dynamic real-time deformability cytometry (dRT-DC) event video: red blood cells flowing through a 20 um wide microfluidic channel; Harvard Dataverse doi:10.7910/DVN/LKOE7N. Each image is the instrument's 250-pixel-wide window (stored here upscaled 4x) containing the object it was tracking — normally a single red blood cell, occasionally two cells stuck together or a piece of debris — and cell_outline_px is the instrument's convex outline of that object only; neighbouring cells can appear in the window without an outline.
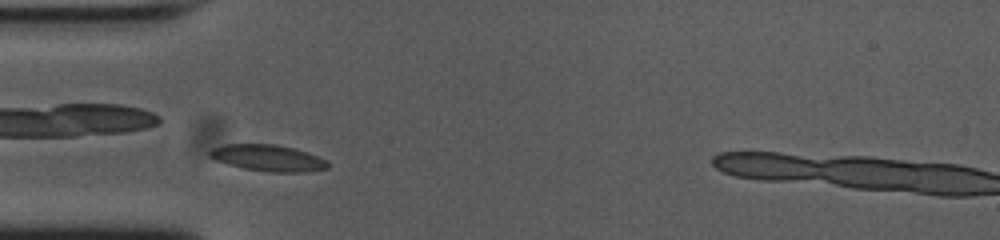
{"species": "common noctule bat (a hibernating species)", "species_latin": "Nyctalus noctula", "temperature_condition": "cold", "stored_images_in_passage": 39, "camera_frame_rate_fps": 3000, "um_per_image_px": 0.085, "animal": {"sex": "female", "body_mass_g": 23.0, "forearm_length_mm": 53.4}, "frame": {"image": 1, "passage_image": 5, "time_ms": 1.333, "image_size_px": [1000, 240], "cell_outline_px": [[328, 168], [304, 172], [268, 172], [244, 168], [228, 164], [216, 160], [208, 156], [208, 152], [212, 148], [224, 144], [276, 144], [308, 152], [328, 160]], "centroid_in_image_um": [22.78, 13.42], "position_along_channel_um": 62.2, "area_um2": 18.21}}
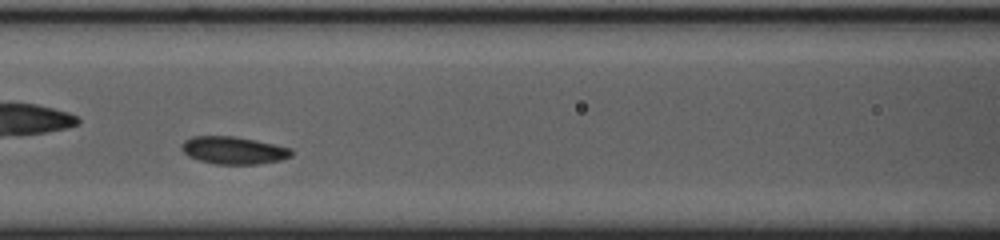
{"frame": {"image": 2, "passage_image": 12, "time_ms": 3.667, "image_size_px": [1000, 240], "cell_outline_px": [[292, 156], [280, 160], [256, 164], [216, 164], [200, 160], [188, 156], [180, 148], [184, 140], [192, 136], [232, 136], [256, 140], [292, 148]], "centroid_in_image_um": [19.85, 12.77], "position_along_channel_um": 146.8, "area_um2": 17.57}}
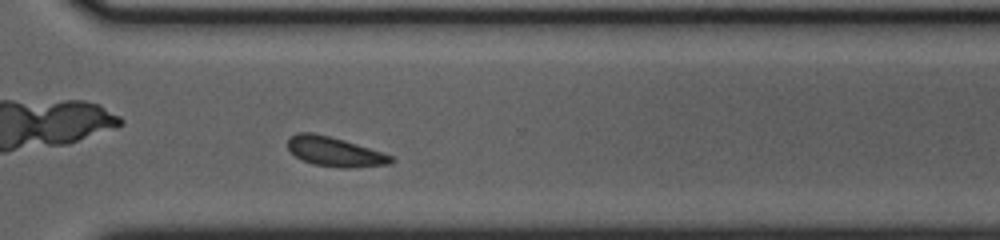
{"frame": {"image": 3, "passage_image": 28, "time_ms": 9.0, "image_size_px": [1000, 240], "cell_outline_px": [[396, 160], [392, 164], [352, 168], [340, 168], [312, 164], [296, 156], [288, 148], [288, 140], [292, 136], [300, 132], [312, 132], [344, 140], [392, 156]], "centroid_in_image_um": [28.48, 12.91], "position_along_channel_um": 342.1, "area_um2": 17.57}}